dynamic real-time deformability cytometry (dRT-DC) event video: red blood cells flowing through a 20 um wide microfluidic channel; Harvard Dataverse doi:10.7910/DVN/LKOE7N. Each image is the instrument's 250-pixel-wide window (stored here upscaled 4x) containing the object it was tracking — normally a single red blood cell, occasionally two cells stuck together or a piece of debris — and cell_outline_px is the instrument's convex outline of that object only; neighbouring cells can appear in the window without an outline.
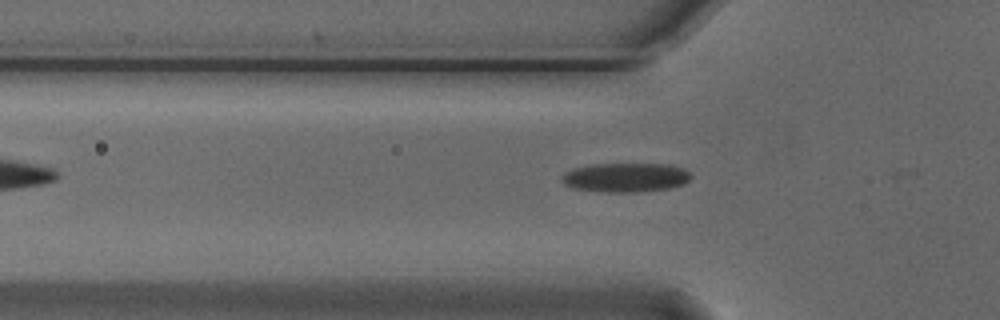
{"species": "Egyptian fruit bat (a non-hibernating species)", "species_latin": "Rousettus aegyptiacus", "temperature_condition": "cold", "stored_images_in_passage": 29, "camera_frame_rate_fps": 3000, "um_per_image_px": 0.085, "animal": {"sex": "male"}, "frame": {"image": 1, "passage_image": 2, "time_ms": 0.333, "image_size_px": [1000, 320], "cell_outline_px": [[692, 176], [684, 184], [672, 188], [640, 192], [604, 192], [572, 188], [564, 184], [560, 180], [560, 176], [564, 172], [572, 168], [592, 164], [668, 164], [684, 168]], "centroid_in_image_um": [53.15, 15.09], "position_along_channel_um": 72.7, "area_um2": 22.31}}
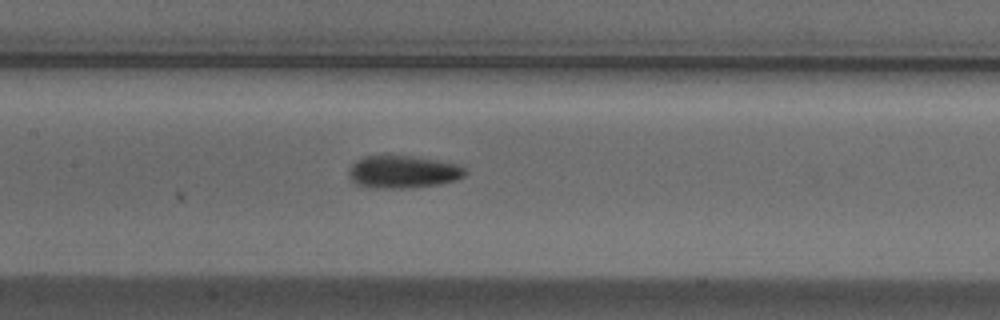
{"frame": {"image": 2, "passage_image": 10, "time_ms": 3.0, "image_size_px": [1000, 320], "cell_outline_px": [[468, 172], [464, 176], [456, 180], [440, 184], [408, 188], [368, 188], [356, 184], [348, 176], [348, 168], [356, 160], [364, 156], [408, 156], [436, 160], [460, 164]], "centroid_in_image_um": [34.24, 14.62], "position_along_channel_um": 173.2, "area_um2": 22.25}}
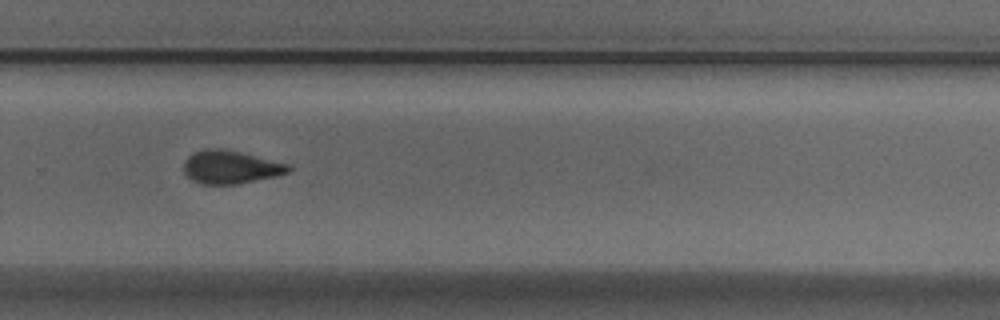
{"frame": {"image": 3, "passage_image": 21, "time_ms": 6.667, "image_size_px": [1000, 320], "cell_outline_px": [[292, 168], [288, 172], [276, 176], [236, 184], [200, 184], [192, 180], [184, 172], [184, 160], [192, 152], [204, 148], [224, 148], [288, 164]], "centroid_in_image_um": [19.55, 14.19], "position_along_channel_um": 310.3, "area_um2": 20.23}, "authors_computed_cell_mechanics": {"area_um2": 21.2704, "velocity_mm_per_s": 3.7517, "shape_relaxation_time_tau1_ms": 4.3622, "shape_relaxation_time_tau2_ms": 5.0302, "deformation_change_tau1": 0.1344, "deformation_change_tau2": 0.1283}}